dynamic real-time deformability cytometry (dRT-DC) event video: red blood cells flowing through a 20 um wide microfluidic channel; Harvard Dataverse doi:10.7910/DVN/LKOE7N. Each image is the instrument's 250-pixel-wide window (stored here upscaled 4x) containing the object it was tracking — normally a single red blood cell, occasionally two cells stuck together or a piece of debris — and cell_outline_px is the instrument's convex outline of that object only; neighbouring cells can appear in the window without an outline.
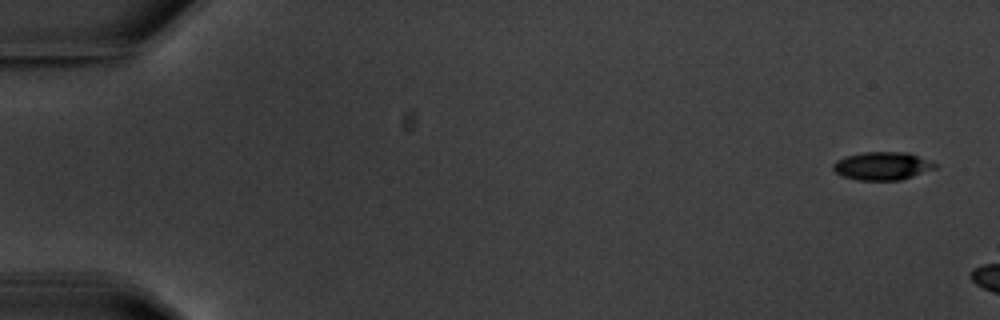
{"species": "common noctule bat (a hibernating species)", "species_latin": "Nyctalus noctula", "temperature_condition": "warm", "stored_images_in_passage": 3, "camera_frame_rate_fps": 3000, "um_per_image_px": 0.085, "animal": {"sex": "male", "body_mass_g": 20.1, "forearm_length_mm": 53.5}, "frame": {"image": 1, "passage_image": 1, "time_ms": 0.0, "image_size_px": [1000, 320], "cell_outline_px": [[936, 168], [900, 180], [860, 180], [844, 176], [836, 172], [832, 168], [832, 164], [836, 160], [844, 156], [864, 152], [908, 152], [928, 160], [936, 164]], "centroid_in_image_um": [74.96, 14.09], "position_along_channel_um": 10.0, "area_um2": 16.53}}